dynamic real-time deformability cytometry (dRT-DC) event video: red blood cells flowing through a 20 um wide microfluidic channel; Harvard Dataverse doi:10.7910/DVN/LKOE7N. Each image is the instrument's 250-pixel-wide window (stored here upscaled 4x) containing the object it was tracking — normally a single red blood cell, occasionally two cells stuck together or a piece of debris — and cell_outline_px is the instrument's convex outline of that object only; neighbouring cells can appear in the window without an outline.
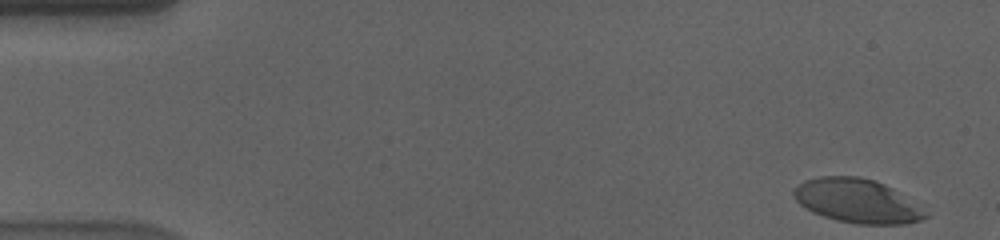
{"species": "human", "species_latin": "Homo sapiens", "temperature_condition": "cold", "stored_images_in_passage": 17, "camera_frame_rate_fps": 3000, "um_per_image_px": 0.085, "donor": {"sex": "male"}, "frame": {"image": 1, "passage_image": 1, "time_ms": 0.0, "image_size_px": [1000, 240], "cell_outline_px": [[928, 216], [920, 220], [904, 224], [856, 224], [836, 220], [812, 212], [800, 204], [796, 200], [792, 192], [804, 180], [820, 176], [860, 176], [884, 184], [892, 188], [928, 212]], "centroid_in_image_um": [72.84, 17.08], "position_along_channel_um": 12.2, "area_um2": 33.47}}